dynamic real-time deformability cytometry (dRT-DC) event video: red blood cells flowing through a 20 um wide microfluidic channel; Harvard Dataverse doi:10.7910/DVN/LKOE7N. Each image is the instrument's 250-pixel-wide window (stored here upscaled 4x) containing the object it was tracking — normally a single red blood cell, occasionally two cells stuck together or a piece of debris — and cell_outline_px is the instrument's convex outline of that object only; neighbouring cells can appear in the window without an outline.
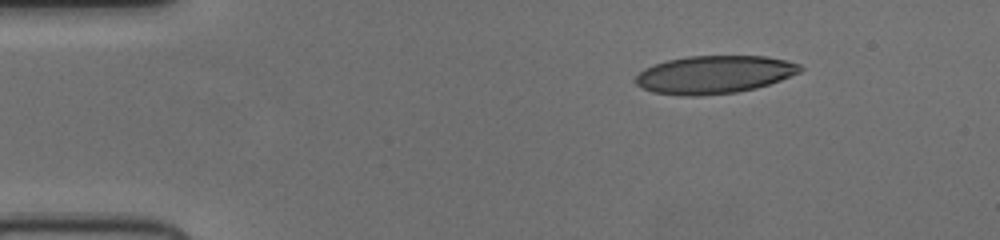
{"species": "human", "species_latin": "Homo sapiens", "temperature_condition": "cold", "stored_images_in_passage": 45, "camera_frame_rate_fps": 3000, "um_per_image_px": 0.085, "donor": {"sex": "female"}, "frame": {"image": 1, "passage_image": 1, "time_ms": 0.0, "image_size_px": [1000, 240], "cell_outline_px": [[804, 68], [800, 72], [780, 80], [756, 88], [736, 92], [696, 96], [680, 96], [652, 92], [640, 88], [636, 84], [636, 76], [644, 68], [652, 64], [668, 60], [688, 56], [764, 56], [784, 60], [800, 64]], "centroid_in_image_um": [60.67, 6.34], "position_along_channel_um": 24.3, "area_um2": 36.41}}
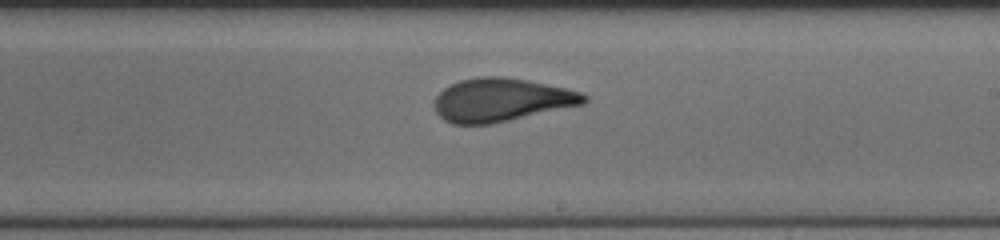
{"frame": {"image": 2, "passage_image": 24, "time_ms": 7.667, "image_size_px": [1000, 240], "cell_outline_px": [[588, 100], [584, 104], [492, 124], [452, 124], [444, 120], [436, 112], [436, 96], [444, 88], [460, 80], [476, 76], [504, 76], [528, 80], [568, 88], [580, 92], [588, 96]], "centroid_in_image_um": [42.64, 8.48], "position_along_channel_um": 246.4, "area_um2": 37.86}}
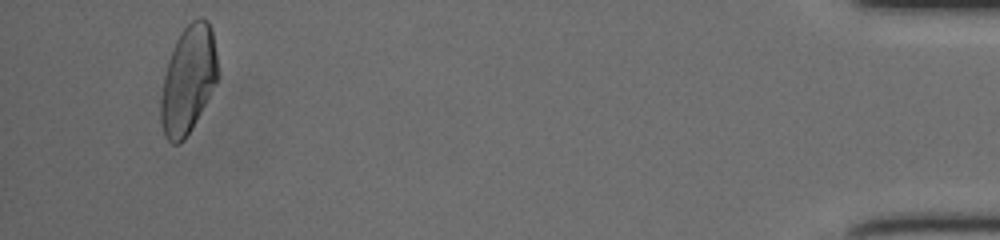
{"frame": {"image": 3, "passage_image": 43, "time_ms": 14.0, "image_size_px": [1000, 240], "cell_outline_px": [[216, 80], [192, 128], [184, 140], [180, 144], [172, 144], [164, 136], [160, 120], [160, 100], [164, 76], [168, 60], [172, 48], [180, 32], [192, 20], [200, 16], [208, 20], [212, 28], [216, 52]], "centroid_in_image_um": [15.96, 6.76], "position_along_channel_um": 419.2, "area_um2": 35.43}}